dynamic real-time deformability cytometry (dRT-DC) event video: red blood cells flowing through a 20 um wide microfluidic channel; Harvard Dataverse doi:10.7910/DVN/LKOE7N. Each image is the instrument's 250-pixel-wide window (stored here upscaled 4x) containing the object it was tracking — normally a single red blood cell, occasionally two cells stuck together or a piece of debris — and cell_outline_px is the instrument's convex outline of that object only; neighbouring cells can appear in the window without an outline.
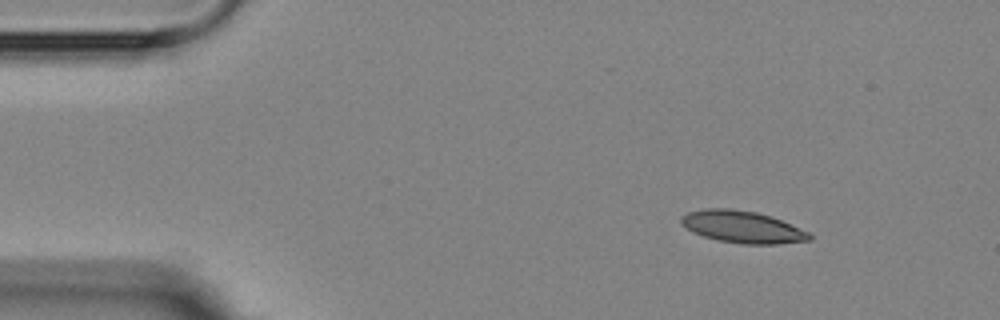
{"species": "Egyptian fruit bat (a non-hibernating species)", "species_latin": "Rousettus aegyptiacus", "temperature_condition": "room temperature", "stored_images_in_passage": 6, "camera_frame_rate_fps": 3000, "um_per_image_px": 0.085, "animal": {"sex": "female"}, "frame": {"image": 1, "passage_image": 1, "time_ms": 0.0, "image_size_px": [1000, 320], "cell_outline_px": [[812, 240], [776, 244], [740, 244], [716, 240], [704, 236], [680, 224], [680, 216], [688, 212], [704, 208], [728, 208], [756, 212], [780, 220], [808, 232], [812, 236]], "centroid_in_image_um": [63.07, 19.29], "position_along_channel_um": 21.9, "area_um2": 23.76}}
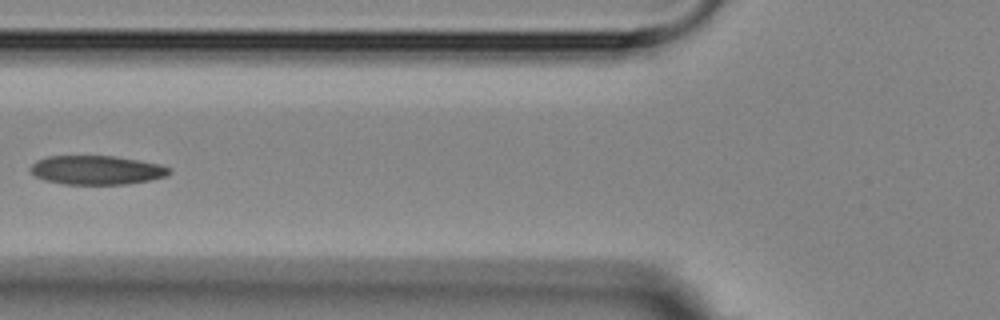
{"frame": {"image": 2, "passage_image": 5, "time_ms": 4.667, "image_size_px": [1000, 320], "cell_outline_px": [[172, 172], [164, 176], [148, 180], [124, 184], [64, 184], [44, 180], [36, 176], [32, 172], [32, 164], [36, 160], [48, 156], [112, 156], [160, 164], [168, 168]], "centroid_in_image_um": [8.18, 14.45], "position_along_channel_um": 117.6, "area_um2": 23.06}}
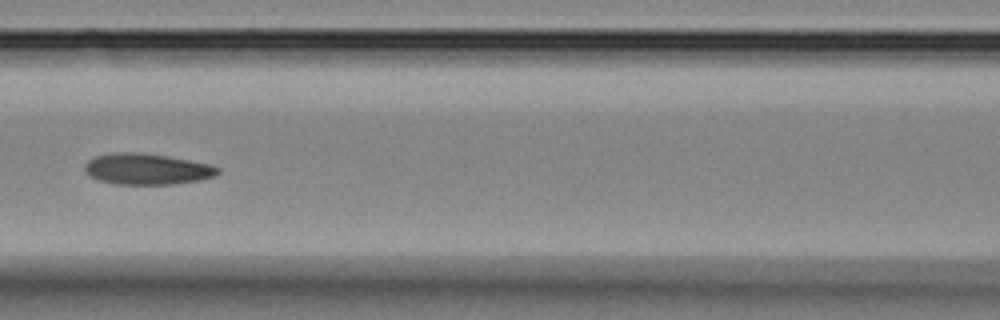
{"frame": {"image": 3, "passage_image": 6, "time_ms": 5.667, "image_size_px": [1000, 320], "cell_outline_px": [[220, 172], [216, 176], [200, 180], [172, 184], [116, 184], [100, 180], [88, 176], [84, 172], [84, 164], [88, 160], [96, 156], [112, 152], [140, 152], [168, 156], [212, 164], [220, 168]], "centroid_in_image_um": [12.49, 14.36], "position_along_channel_um": 154.1, "area_um2": 24.39}}